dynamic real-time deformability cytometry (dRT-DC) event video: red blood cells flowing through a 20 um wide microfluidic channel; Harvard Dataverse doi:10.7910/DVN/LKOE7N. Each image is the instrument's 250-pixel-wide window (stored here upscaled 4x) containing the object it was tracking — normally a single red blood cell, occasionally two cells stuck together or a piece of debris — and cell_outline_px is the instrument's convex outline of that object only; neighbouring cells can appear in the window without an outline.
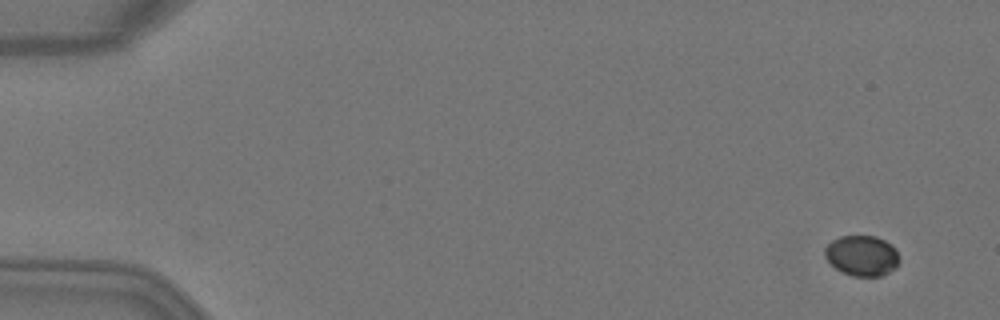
{"species": "Egyptian fruit bat (a non-hibernating species)", "species_latin": "Rousettus aegyptiacus", "temperature_condition": "warm", "stored_images_in_passage": 7, "camera_frame_rate_fps": 3000, "um_per_image_px": 0.085, "animal": {"sex": "female"}, "frame": {"image": 1, "passage_image": 1, "time_ms": 0.0, "image_size_px": [1000, 320], "cell_outline_px": [[900, 260], [896, 268], [880, 276], [852, 276], [836, 268], [824, 256], [824, 248], [832, 240], [840, 236], [876, 236], [892, 244], [896, 248], [900, 256]], "centroid_in_image_um": [73.3, 21.72], "position_along_channel_um": 11.7, "area_um2": 17.69}}
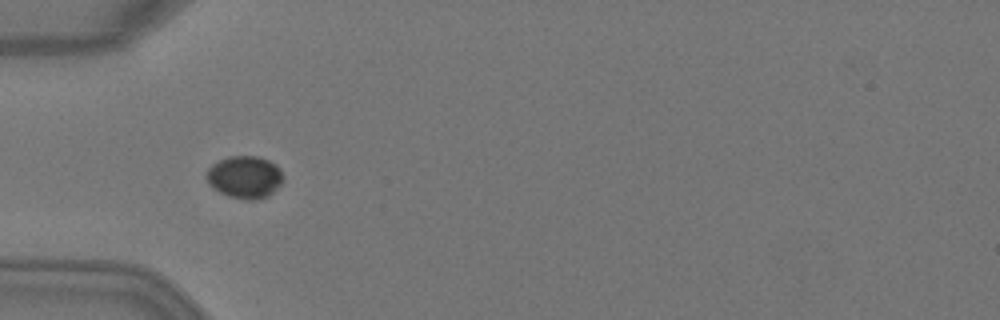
{"frame": {"image": 2, "passage_image": 4, "time_ms": 1.0, "image_size_px": [1000, 320], "cell_outline_px": [[284, 180], [268, 196], [256, 200], [248, 200], [228, 196], [212, 188], [208, 184], [208, 168], [212, 164], [228, 156], [256, 156], [268, 160], [276, 164], [280, 168], [284, 176]], "centroid_in_image_um": [20.83, 15.05], "position_along_channel_um": 64.2, "area_um2": 18.96}}